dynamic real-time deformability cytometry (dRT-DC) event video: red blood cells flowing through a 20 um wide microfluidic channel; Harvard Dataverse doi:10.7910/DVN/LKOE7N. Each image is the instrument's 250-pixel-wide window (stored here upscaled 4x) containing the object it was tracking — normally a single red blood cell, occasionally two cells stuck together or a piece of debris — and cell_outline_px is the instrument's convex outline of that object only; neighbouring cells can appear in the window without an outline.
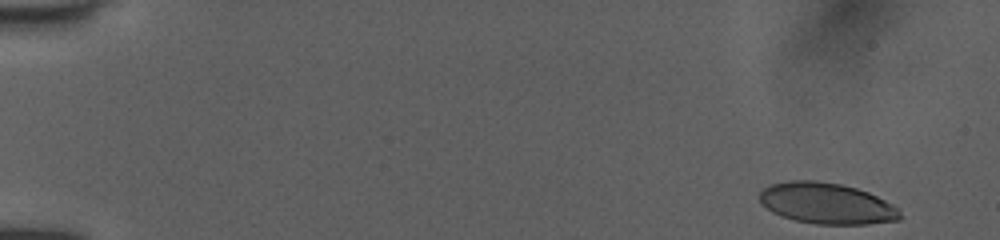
{"species": "human", "species_latin": "Homo sapiens", "temperature_condition": "room temperature", "stored_images_in_passage": 49, "camera_frame_rate_fps": 3000, "um_per_image_px": 0.085, "donor": {"sex": "female"}, "frame": {"image": 1, "passage_image": 1, "time_ms": 0.0, "image_size_px": [1000, 240], "cell_outline_px": [[904, 216], [900, 220], [868, 224], [816, 224], [796, 220], [780, 216], [772, 212], [760, 200], [760, 192], [764, 188], [772, 184], [792, 180], [816, 180], [840, 184], [856, 188], [868, 192], [892, 204]], "centroid_in_image_um": [70.29, 17.29], "position_along_channel_um": 14.7, "area_um2": 33.47}}
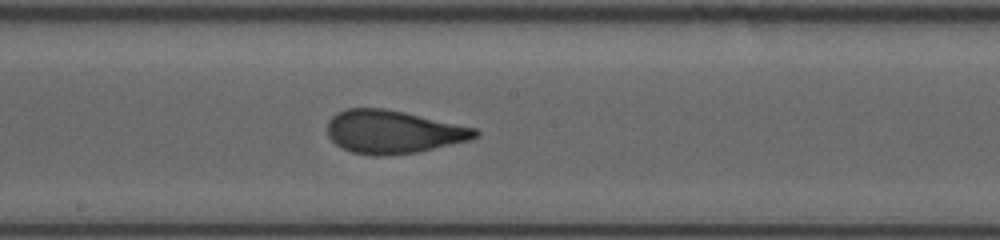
{"frame": {"image": 2, "passage_image": 27, "time_ms": 8.667, "image_size_px": [1000, 240], "cell_outline_px": [[480, 136], [468, 140], [416, 152], [384, 156], [372, 156], [352, 152], [340, 148], [328, 136], [328, 120], [336, 112], [348, 108], [384, 108], [404, 112], [476, 128], [480, 132]], "centroid_in_image_um": [33.38, 11.21], "position_along_channel_um": 214.8, "area_um2": 37.11}}
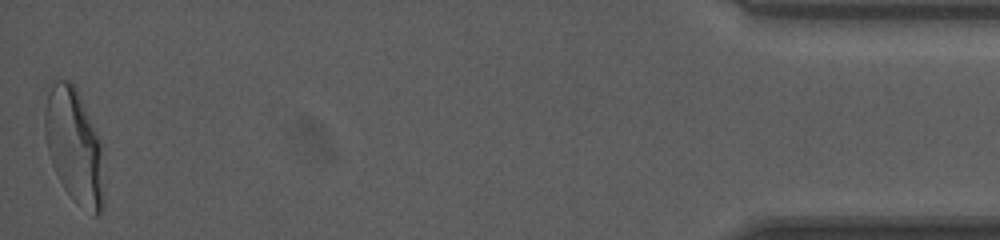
{"frame": {"image": 3, "passage_image": 49, "time_ms": 16.0, "image_size_px": [1000, 240], "cell_outline_px": [[104, 208], [96, 216], [76, 204], [64, 188], [52, 164], [44, 132], [44, 116], [48, 92], [52, 80], [68, 80], [76, 88], [80, 96], [104, 148]], "centroid_in_image_um": [6.35, 12.46], "position_along_channel_um": 428.8, "area_um2": 40.0}, "authors_computed_cell_mechanics": {"area_um2": 36.4718, "velocity_mm_per_s": 4.0411, "shape_relaxation_time_tau1_ms": 6.1208, "shape_relaxation_time_tau2_ms": 0.7519, "deformation_change_tau1": 0.2335, "deformation_change_tau2": 0.0868}}